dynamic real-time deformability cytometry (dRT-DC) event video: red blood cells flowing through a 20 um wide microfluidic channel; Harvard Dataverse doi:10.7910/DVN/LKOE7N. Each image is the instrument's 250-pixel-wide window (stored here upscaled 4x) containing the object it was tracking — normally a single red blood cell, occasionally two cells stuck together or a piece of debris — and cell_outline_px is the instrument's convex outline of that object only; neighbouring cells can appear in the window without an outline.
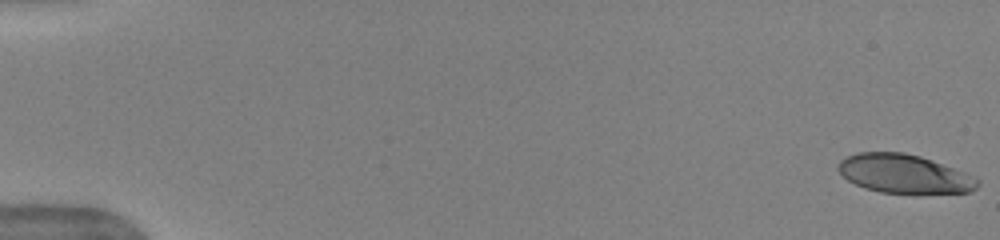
{"species": "human", "species_latin": "Homo sapiens", "temperature_condition": "warm", "stored_images_in_passage": 28, "camera_frame_rate_fps": 3000, "um_per_image_px": 0.085, "donor": {"sex": "female"}, "frame": {"image": 1, "passage_image": 1, "time_ms": 0.0, "image_size_px": [1000, 240], "cell_outline_px": [[980, 184], [976, 188], [968, 192], [880, 192], [864, 188], [848, 180], [836, 168], [836, 164], [840, 160], [856, 152], [904, 152], [920, 156], [932, 160], [976, 176], [980, 180]], "centroid_in_image_um": [76.84, 14.75], "position_along_channel_um": 8.2, "area_um2": 31.27}}
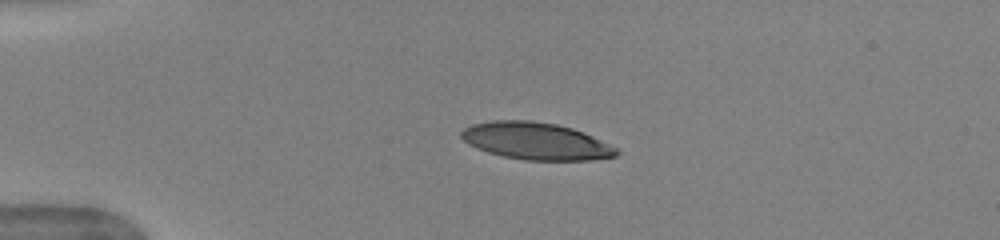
{"frame": {"image": 2, "passage_image": 11, "time_ms": 3.333, "image_size_px": [1000, 240], "cell_outline_px": [[620, 152], [616, 156], [588, 160], [524, 160], [504, 156], [488, 152], [476, 148], [468, 144], [460, 136], [460, 132], [464, 128], [472, 124], [492, 120], [532, 120], [556, 124], [572, 128], [584, 132], [620, 148]], "centroid_in_image_um": [45.57, 11.98], "position_along_channel_um": 39.4, "area_um2": 33.81}}
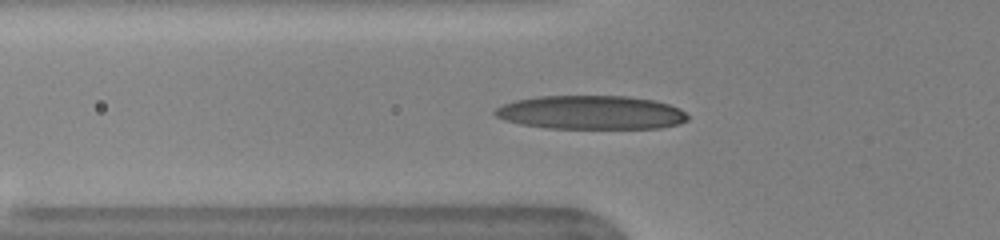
{"frame": {"image": 3, "passage_image": 15, "time_ms": 4.667, "image_size_px": [1000, 240], "cell_outline_px": [[688, 120], [680, 124], [660, 128], [548, 128], [520, 124], [504, 120], [496, 116], [492, 112], [496, 108], [504, 104], [516, 100], [540, 96], [628, 96], [656, 100], [680, 108], [688, 116]], "centroid_in_image_um": [50.26, 9.56], "position_along_channel_um": 75.5, "area_um2": 38.03}}